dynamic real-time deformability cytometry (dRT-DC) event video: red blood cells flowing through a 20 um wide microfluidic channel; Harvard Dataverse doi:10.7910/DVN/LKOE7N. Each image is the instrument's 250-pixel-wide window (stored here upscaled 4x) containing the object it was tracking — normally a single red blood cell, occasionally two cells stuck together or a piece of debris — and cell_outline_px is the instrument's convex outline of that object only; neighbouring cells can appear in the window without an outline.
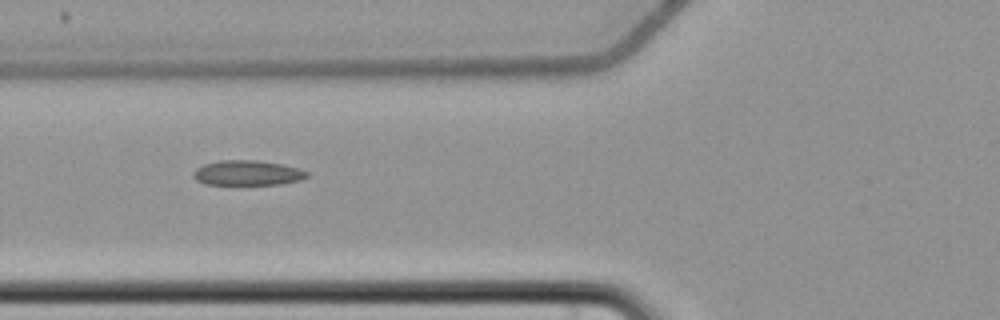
{"species": "common noctule bat (a hibernating species)", "species_latin": "Nyctalus noctula", "temperature_condition": "cold", "stored_images_in_passage": 6, "camera_frame_rate_fps": 3000, "um_per_image_px": 0.085, "animal": {"sex": "female", "body_mass_g": 22.7, "forearm_length_mm": 54.2}, "frame": {"image": 1, "passage_image": 3, "time_ms": 2.333, "image_size_px": [1000, 320], "cell_outline_px": [[308, 176], [300, 180], [280, 184], [204, 184], [196, 180], [192, 176], [192, 172], [196, 168], [204, 164], [220, 160], [256, 160], [280, 164], [300, 168], [308, 172]], "centroid_in_image_um": [21.01, 14.69], "position_along_channel_um": 104.8, "area_um2": 16.53}}
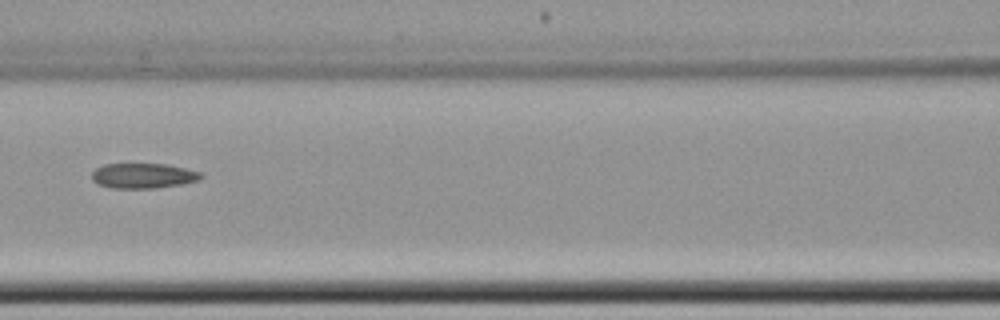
{"frame": {"image": 2, "passage_image": 4, "time_ms": 3.667, "image_size_px": [1000, 320], "cell_outline_px": [[204, 176], [200, 180], [180, 184], [156, 188], [112, 188], [96, 184], [92, 180], [92, 172], [96, 168], [104, 164], [168, 164], [200, 172]], "centroid_in_image_um": [12.16, 14.94], "position_along_channel_um": 154.4, "area_um2": 16.01}}
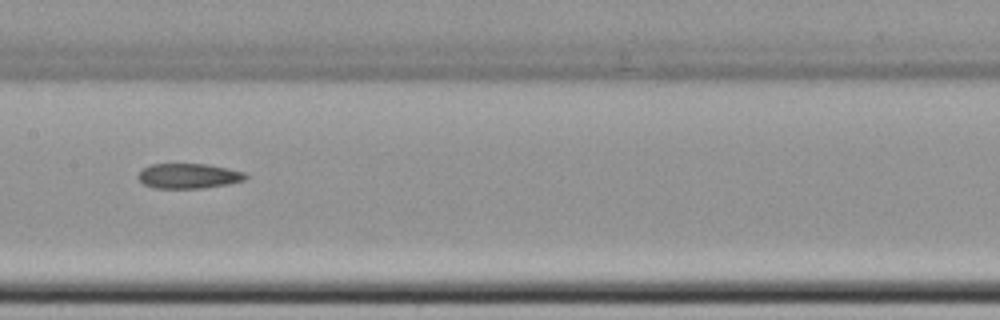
{"frame": {"image": 3, "passage_image": 5, "time_ms": 4.667, "image_size_px": [1000, 320], "cell_outline_px": [[248, 176], [244, 180], [228, 184], [204, 188], [152, 188], [144, 184], [136, 176], [144, 168], [152, 164], [208, 164], [228, 168], [244, 172]], "centroid_in_image_um": [16.03, 14.96], "position_along_channel_um": 191.4, "area_um2": 15.66}}